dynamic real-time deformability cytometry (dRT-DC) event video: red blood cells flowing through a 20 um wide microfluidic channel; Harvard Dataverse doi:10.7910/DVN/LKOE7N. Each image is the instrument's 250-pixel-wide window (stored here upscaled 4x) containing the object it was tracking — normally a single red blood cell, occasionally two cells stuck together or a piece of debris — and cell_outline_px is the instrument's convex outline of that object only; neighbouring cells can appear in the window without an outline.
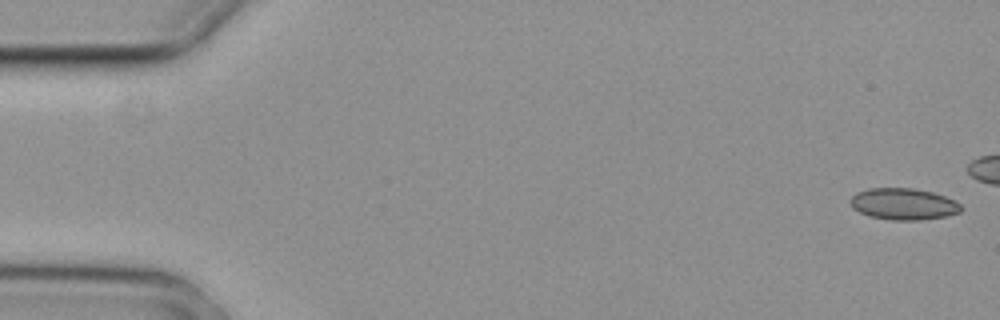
{"species": "common noctule bat (a hibernating species)", "species_latin": "Nyctalus noctula", "temperature_condition": "cold", "stored_images_in_passage": 6, "camera_frame_rate_fps": 3000, "um_per_image_px": 0.085, "animal": {"sex": "female", "body_mass_g": 29.2, "forearm_length_mm": 56.3}, "frame": {"image": 1, "passage_image": 1, "time_ms": 0.0, "image_size_px": [1000, 320], "cell_outline_px": [[964, 208], [960, 212], [948, 216], [920, 220], [892, 220], [868, 216], [852, 208], [848, 200], [856, 192], [868, 188], [912, 188], [932, 192], [944, 196], [960, 204]], "centroid_in_image_um": [76.77, 17.34], "position_along_channel_um": 8.2, "area_um2": 20.52}}